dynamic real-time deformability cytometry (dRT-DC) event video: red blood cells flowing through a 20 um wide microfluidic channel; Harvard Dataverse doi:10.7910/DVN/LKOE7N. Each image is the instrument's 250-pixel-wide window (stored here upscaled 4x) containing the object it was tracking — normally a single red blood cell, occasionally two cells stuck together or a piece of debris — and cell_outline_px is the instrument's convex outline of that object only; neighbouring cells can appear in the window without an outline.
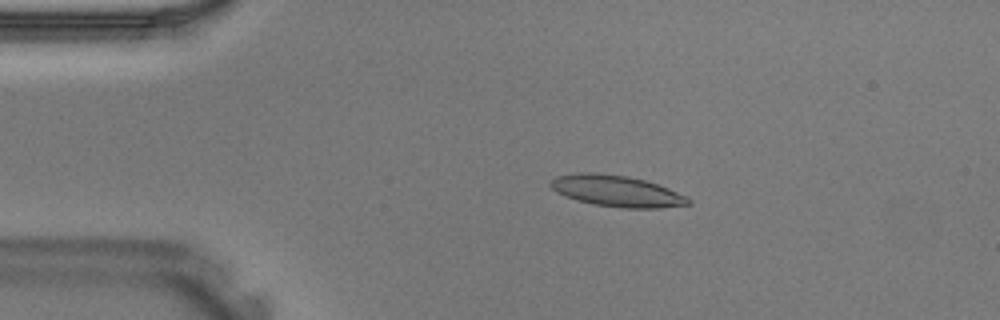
{"species": "Egyptian fruit bat (a non-hibernating species)", "species_latin": "Rousettus aegyptiacus", "temperature_condition": "warm", "stored_images_in_passage": 40, "camera_frame_rate_fps": 3000, "um_per_image_px": 0.085, "animal": {"sex": "male"}, "frame": {"image": 1, "passage_image": 8, "time_ms": 2.333, "image_size_px": [1000, 320], "cell_outline_px": [[692, 204], [660, 208], [620, 208], [592, 204], [576, 200], [564, 196], [556, 192], [548, 184], [556, 176], [576, 172], [596, 172], [628, 176], [644, 180], [668, 188], [688, 196], [692, 200]], "centroid_in_image_um": [52.41, 16.24], "position_along_channel_um": 32.6, "area_um2": 25.43}}
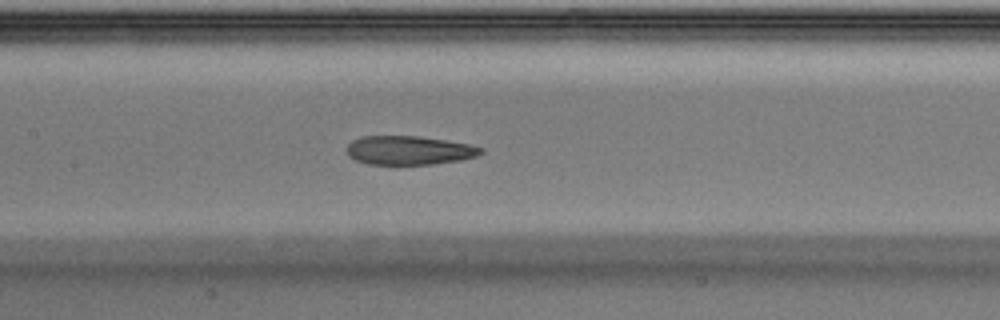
{"frame": {"image": 2, "passage_image": 19, "time_ms": 6.0, "image_size_px": [1000, 320], "cell_outline_px": [[484, 152], [476, 156], [460, 160], [432, 164], [368, 164], [356, 160], [348, 156], [348, 144], [352, 140], [364, 136], [420, 136], [468, 144], [484, 148]], "centroid_in_image_um": [34.78, 12.77], "position_along_channel_um": 172.6, "area_um2": 22.43}}
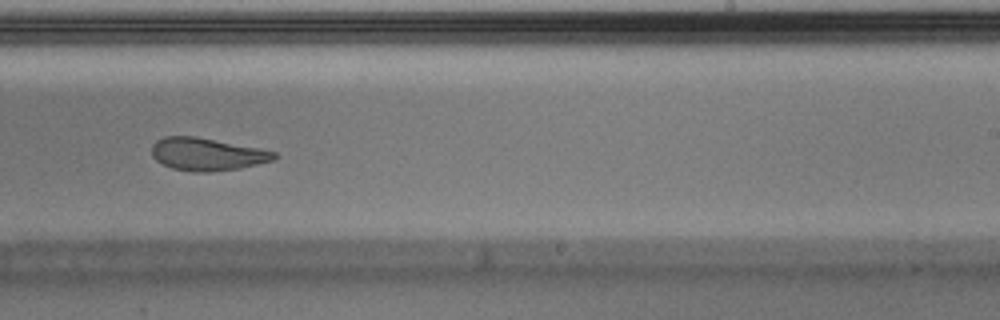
{"frame": {"image": 3, "passage_image": 25, "time_ms": 8.0, "image_size_px": [1000, 320], "cell_outline_px": [[276, 160], [240, 168], [208, 172], [192, 172], [172, 168], [156, 160], [152, 156], [152, 144], [156, 140], [164, 136], [192, 136], [260, 148], [276, 152]], "centroid_in_image_um": [17.59, 13.11], "position_along_channel_um": 271.4, "area_um2": 23.24}}